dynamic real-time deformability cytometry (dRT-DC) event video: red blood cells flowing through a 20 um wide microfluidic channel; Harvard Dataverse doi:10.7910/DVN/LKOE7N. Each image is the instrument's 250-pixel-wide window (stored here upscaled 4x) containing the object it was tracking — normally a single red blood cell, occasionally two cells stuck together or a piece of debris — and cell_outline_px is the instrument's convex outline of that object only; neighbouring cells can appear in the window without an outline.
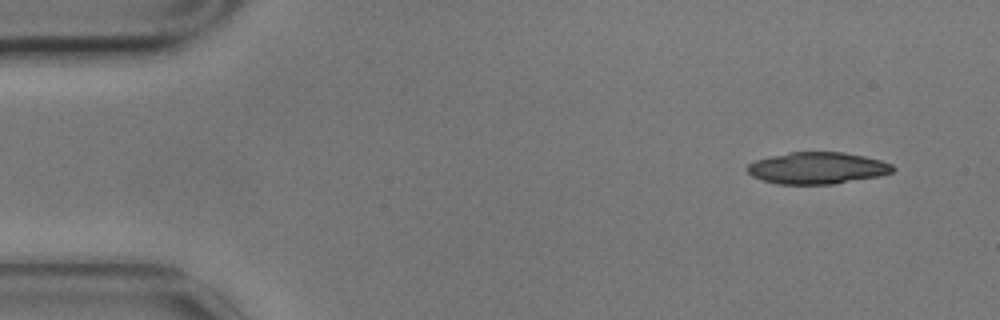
{"species": "common noctule bat (a hibernating species)", "species_latin": "Nyctalus noctula", "temperature_condition": "cold", "stored_images_in_passage": 4, "camera_frame_rate_fps": 3000, "um_per_image_px": 0.085, "animal": {"sex": "male", "body_mass_g": 17.9}, "frame": {"image": 1, "passage_image": 1, "time_ms": 0.0, "image_size_px": [1000, 320], "cell_outline_px": [[896, 168], [892, 172], [880, 176], [832, 184], [776, 184], [752, 176], [744, 168], [748, 164], [756, 160], [788, 152], [844, 152], [864, 156], [880, 160], [892, 164]], "centroid_in_image_um": [69.47, 14.28], "position_along_channel_um": 15.5, "area_um2": 26.93}}